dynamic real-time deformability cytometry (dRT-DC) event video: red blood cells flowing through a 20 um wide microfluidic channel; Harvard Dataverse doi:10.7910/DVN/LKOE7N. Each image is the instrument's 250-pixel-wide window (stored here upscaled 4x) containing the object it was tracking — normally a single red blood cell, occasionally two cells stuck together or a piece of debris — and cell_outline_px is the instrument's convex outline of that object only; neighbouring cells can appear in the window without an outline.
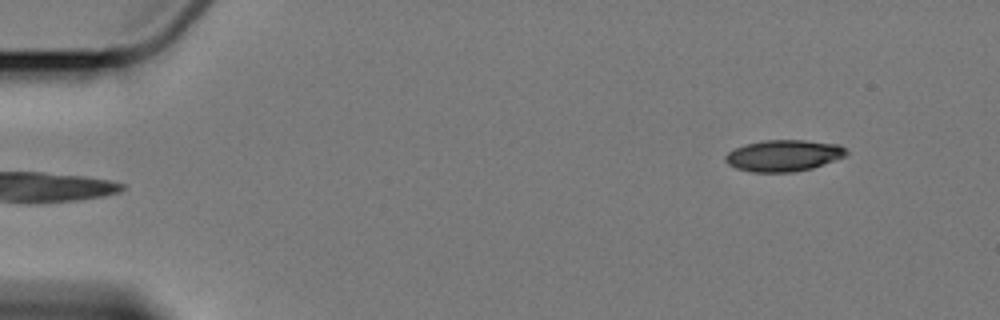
{"species": "Egyptian fruit bat (a non-hibernating species)", "species_latin": "Rousettus aegyptiacus", "temperature_condition": "cold", "stored_images_in_passage": 2, "camera_frame_rate_fps": 3000, "um_per_image_px": 0.085, "animal": {"sex": "female"}, "frame": {"image": 1, "passage_image": 2, "time_ms": 1.333, "image_size_px": [1000, 320], "cell_outline_px": [[848, 156], [812, 168], [796, 172], [752, 172], [736, 168], [728, 164], [724, 160], [724, 156], [728, 152], [744, 144], [764, 140], [804, 140], [840, 144], [848, 152]], "centroid_in_image_um": [66.62, 13.22], "position_along_channel_um": 18.4, "area_um2": 22.37}}